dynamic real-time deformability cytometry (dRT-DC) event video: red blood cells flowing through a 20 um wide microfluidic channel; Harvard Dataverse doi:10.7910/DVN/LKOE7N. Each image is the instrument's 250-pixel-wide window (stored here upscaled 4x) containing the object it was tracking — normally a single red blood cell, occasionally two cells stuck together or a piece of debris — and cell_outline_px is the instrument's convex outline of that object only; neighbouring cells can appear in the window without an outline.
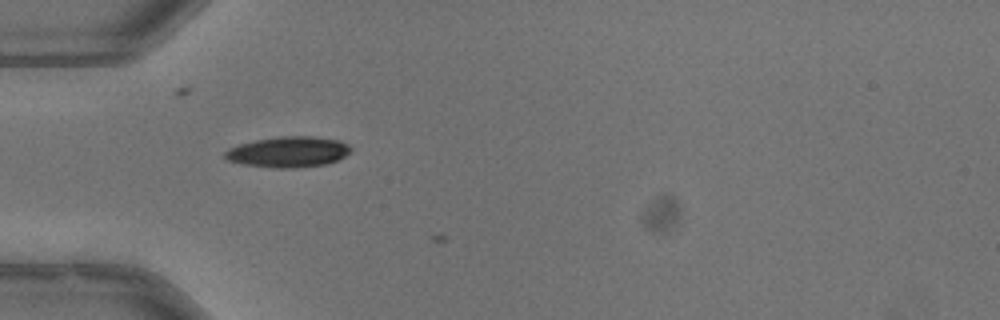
{"species": "common noctule bat (a hibernating species)", "species_latin": "Nyctalus noctula", "temperature_condition": "warm", "stored_images_in_passage": 9, "camera_frame_rate_fps": 3000, "um_per_image_px": 0.085, "animal": {"sex": "male", "body_mass_g": 13.3}, "frame": {"image": 1, "passage_image": 6, "time_ms": 1.667, "image_size_px": [1000, 320], "cell_outline_px": [[352, 148], [344, 156], [336, 160], [324, 164], [296, 168], [276, 168], [244, 164], [228, 160], [224, 156], [224, 152], [228, 148], [240, 144], [256, 140], [280, 136], [312, 136], [340, 140], [348, 144]], "centroid_in_image_um": [24.5, 12.9], "position_along_channel_um": 60.5, "area_um2": 22.37}}